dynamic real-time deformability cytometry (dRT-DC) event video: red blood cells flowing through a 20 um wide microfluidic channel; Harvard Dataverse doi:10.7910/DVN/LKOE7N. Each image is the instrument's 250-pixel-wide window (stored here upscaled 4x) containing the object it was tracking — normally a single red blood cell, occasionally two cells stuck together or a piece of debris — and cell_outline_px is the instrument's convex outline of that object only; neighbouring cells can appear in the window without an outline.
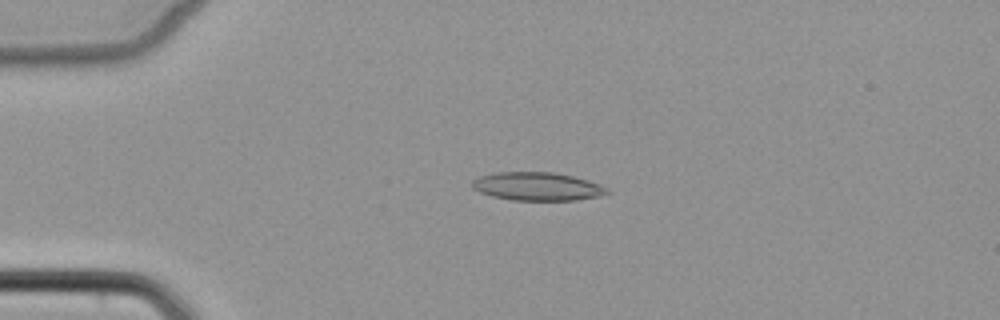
{"species": "common noctule bat (a hibernating species)", "species_latin": "Nyctalus noctula", "temperature_condition": "cold", "stored_images_in_passage": 3, "camera_frame_rate_fps": 3000, "um_per_image_px": 0.085, "animal": {"sex": "female", "body_mass_g": 22.7, "forearm_length_mm": 54.2}, "frame": {"image": 1, "passage_image": 2, "time_ms": 1.333, "image_size_px": [1000, 320], "cell_outline_px": [[612, 192], [600, 196], [576, 200], [512, 200], [492, 196], [480, 192], [472, 188], [472, 180], [480, 176], [496, 172], [552, 172], [572, 176], [588, 180], [608, 188]], "centroid_in_image_um": [45.68, 15.85], "position_along_channel_um": 39.3, "area_um2": 22.25}}